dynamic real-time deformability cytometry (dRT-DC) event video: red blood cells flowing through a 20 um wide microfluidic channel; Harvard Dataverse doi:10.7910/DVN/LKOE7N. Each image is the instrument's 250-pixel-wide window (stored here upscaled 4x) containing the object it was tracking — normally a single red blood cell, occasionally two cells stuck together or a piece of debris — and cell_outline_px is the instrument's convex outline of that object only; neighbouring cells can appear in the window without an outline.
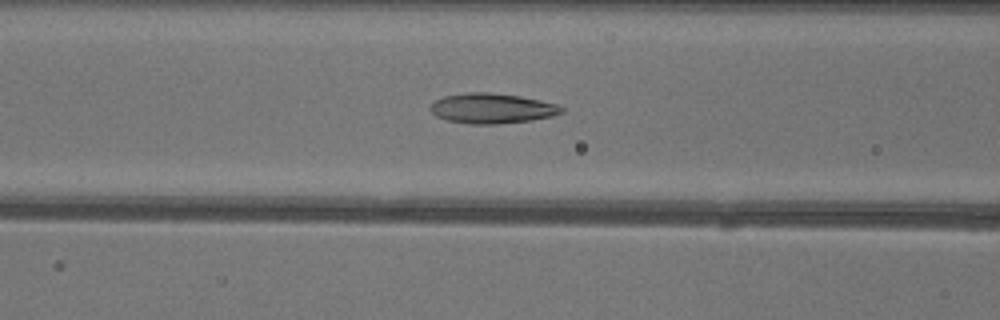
{"species": "common noctule bat (a hibernating species)", "species_latin": "Nyctalus noctula", "temperature_condition": "warm", "stored_images_in_passage": 45, "camera_frame_rate_fps": 3000, "um_per_image_px": 0.085, "animal": {"sex": "female"}, "frame": {"image": 1, "passage_image": 15, "time_ms": 4.667, "image_size_px": [1000, 320], "cell_outline_px": [[564, 112], [552, 116], [532, 120], [496, 124], [468, 124], [448, 120], [436, 116], [428, 108], [436, 100], [444, 96], [468, 92], [492, 92], [520, 96], [556, 104], [564, 108]], "centroid_in_image_um": [41.81, 9.21], "position_along_channel_um": 124.8, "area_um2": 23.0}}
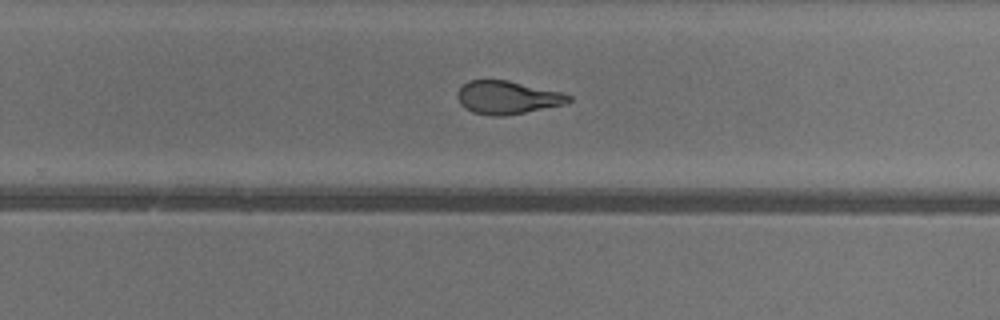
{"frame": {"image": 2, "passage_image": 27, "time_ms": 8.667, "image_size_px": [1000, 320], "cell_outline_px": [[572, 100], [564, 104], [504, 116], [492, 116], [472, 112], [464, 108], [460, 104], [456, 96], [456, 92], [468, 80], [508, 80], [560, 92], [572, 96]], "centroid_in_image_um": [43.08, 8.28], "position_along_channel_um": 286.7, "area_um2": 21.39}}
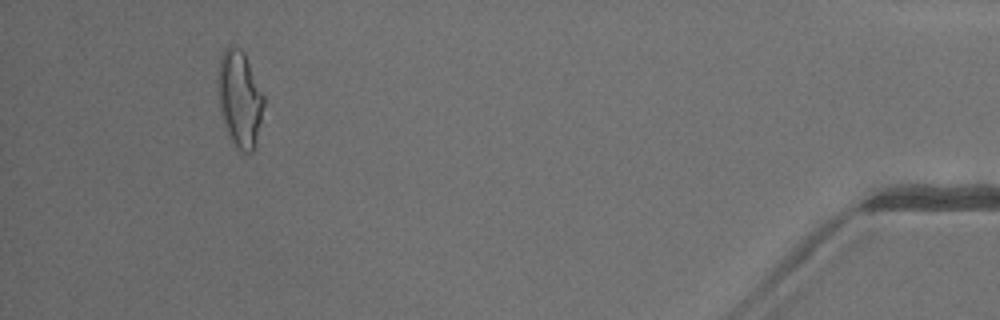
{"frame": {"image": 3, "passage_image": 42, "time_ms": 13.667, "image_size_px": [1000, 320], "cell_outline_px": [[264, 104], [256, 144], [252, 152], [240, 152], [232, 140], [228, 132], [220, 112], [216, 88], [216, 72], [220, 56], [224, 48], [228, 44], [240, 48], [244, 52], [264, 96]], "centroid_in_image_um": [20.33, 8.34], "position_along_channel_um": 414.9, "area_um2": 26.13}, "authors_computed_cell_mechanics": {"area_um2": 22.7732, "velocity_mm_per_s": 4.0526, "shape_relaxation_time_tau1_ms": 6.8854, "shape_relaxation_time_tau2_ms": 1.2924, "deformation_change_tau1": 0.2182, "deformation_change_tau2": 0.0774}}